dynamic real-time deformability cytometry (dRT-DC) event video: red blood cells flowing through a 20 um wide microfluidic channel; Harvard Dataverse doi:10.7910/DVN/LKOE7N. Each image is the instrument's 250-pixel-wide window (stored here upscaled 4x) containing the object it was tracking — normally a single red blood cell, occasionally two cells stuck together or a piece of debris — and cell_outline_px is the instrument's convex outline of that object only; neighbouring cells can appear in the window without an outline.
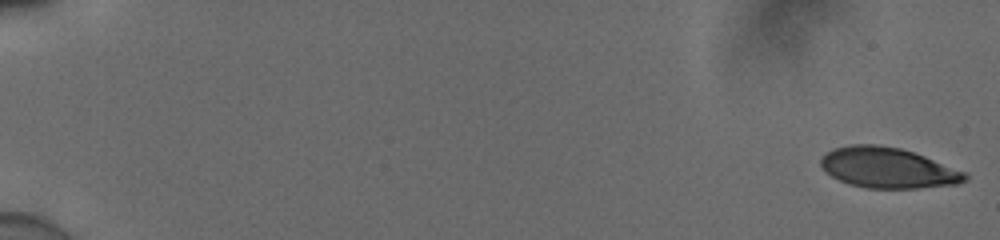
{"species": "human", "species_latin": "Homo sapiens", "temperature_condition": "cold", "stored_images_in_passage": 55, "camera_frame_rate_fps": 3000, "um_per_image_px": 0.085, "donor": {"sex": "male"}, "frame": {"image": 1, "passage_image": 1, "time_ms": 0.0, "image_size_px": [1000, 240], "cell_outline_px": [[968, 180], [956, 184], [916, 188], [864, 188], [848, 184], [832, 176], [820, 164], [820, 160], [832, 148], [848, 144], [876, 144], [900, 148], [924, 156], [968, 172]], "centroid_in_image_um": [75.49, 14.26], "position_along_channel_um": 9.5, "area_um2": 34.04}}
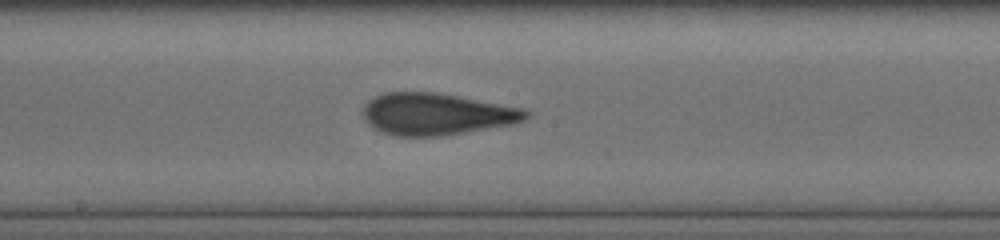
{"frame": {"image": 2, "passage_image": 32, "time_ms": 10.333, "image_size_px": [1000, 240], "cell_outline_px": [[532, 112], [524, 120], [512, 124], [440, 136], [396, 136], [384, 132], [368, 124], [364, 120], [364, 104], [368, 100], [384, 92], [436, 92], [524, 108]], "centroid_in_image_um": [37.1, 9.69], "position_along_channel_um": 211.1, "area_um2": 39.54}}
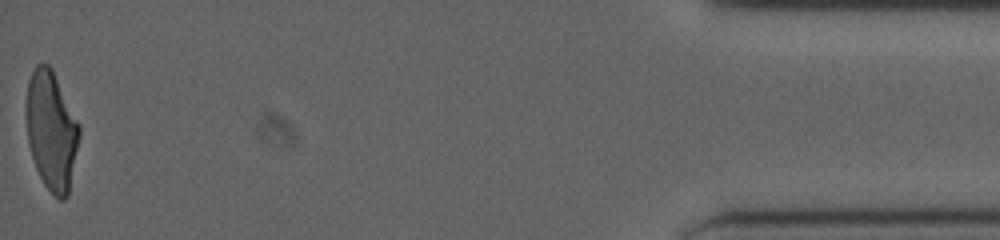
{"frame": {"image": 3, "passage_image": 55, "time_ms": 18.0, "image_size_px": [1000, 240], "cell_outline_px": [[80, 136], [68, 196], [64, 200], [60, 200], [44, 184], [36, 168], [28, 144], [24, 108], [24, 104], [28, 80], [36, 64], [48, 64], [52, 68], [80, 124]], "centroid_in_image_um": [4.35, 11.06], "position_along_channel_um": 430.8, "area_um2": 37.22}, "authors_computed_cell_mechanics": {"area_um2": 38.0324, "velocity_mm_per_s": 3.91, "shape_relaxation_time_tau1_ms": 5.2601, "shape_relaxation_time_tau2_ms": 1.1502, "deformation_change_tau1": 0.1935, "deformation_change_tau2": 0.0752}}